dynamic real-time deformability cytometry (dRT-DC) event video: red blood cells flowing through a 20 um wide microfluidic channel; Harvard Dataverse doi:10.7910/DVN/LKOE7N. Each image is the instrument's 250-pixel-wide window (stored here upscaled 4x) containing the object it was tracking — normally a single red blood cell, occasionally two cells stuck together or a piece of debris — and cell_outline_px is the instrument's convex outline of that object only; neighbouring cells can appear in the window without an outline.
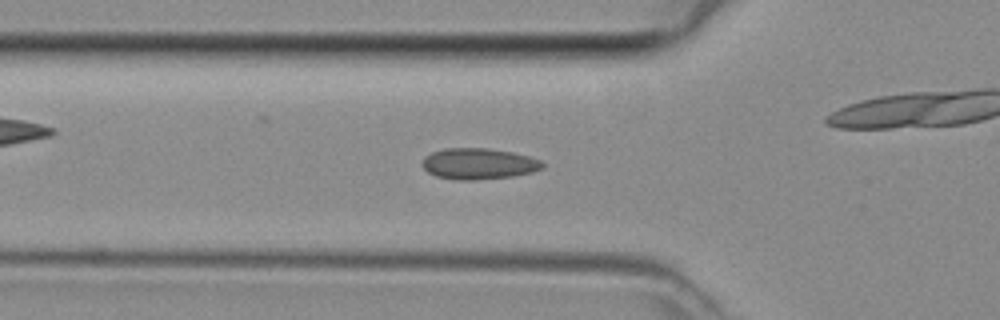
{"species": "common noctule bat (a hibernating species)", "species_latin": "Nyctalus noctula", "temperature_condition": "room temperature", "stored_images_in_passage": 38, "camera_frame_rate_fps": 3000, "um_per_image_px": 0.085, "animal": {"sex": "female", "body_mass_g": 29.2, "forearm_length_mm": 56.3}, "frame": {"image": 1, "passage_image": 6, "time_ms": 1.667, "image_size_px": [1000, 320], "cell_outline_px": [[544, 168], [532, 172], [512, 176], [472, 180], [456, 180], [436, 176], [428, 172], [424, 168], [424, 156], [432, 152], [448, 148], [488, 148], [512, 152], [528, 156], [540, 160], [544, 164]], "centroid_in_image_um": [40.7, 13.92], "position_along_channel_um": 85.1, "area_um2": 21.62}}
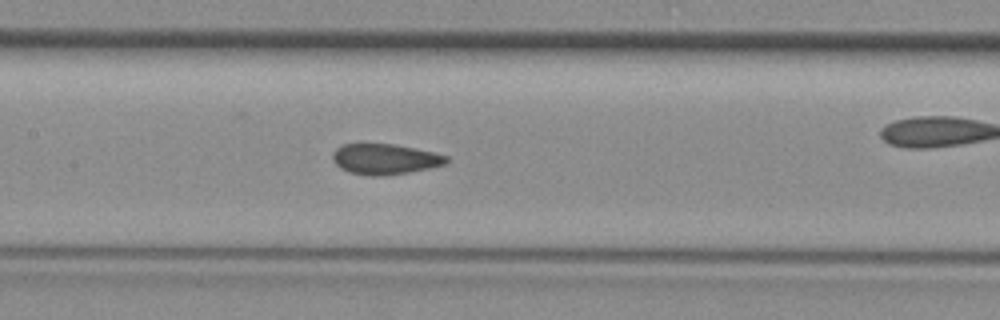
{"frame": {"image": 2, "passage_image": 12, "time_ms": 3.667, "image_size_px": [1000, 320], "cell_outline_px": [[448, 160], [444, 164], [428, 168], [408, 172], [384, 176], [368, 176], [348, 172], [340, 168], [332, 160], [332, 152], [340, 144], [392, 144], [432, 152], [448, 156]], "centroid_in_image_um": [32.64, 13.53], "position_along_channel_um": 174.8, "area_um2": 20.17}}
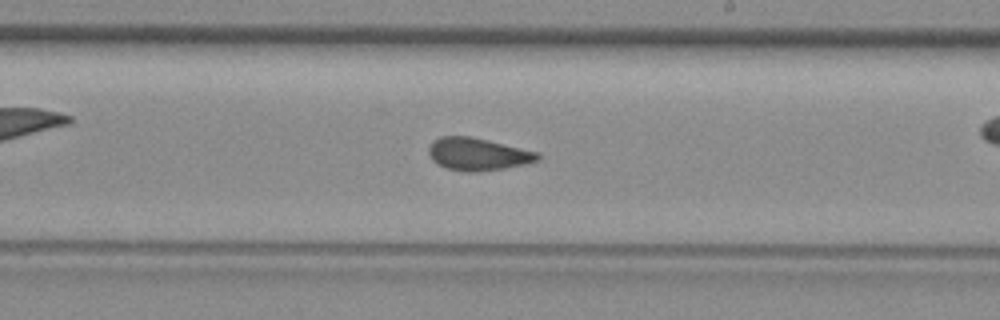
{"frame": {"image": 3, "passage_image": 17, "time_ms": 5.333, "image_size_px": [1000, 320], "cell_outline_px": [[540, 160], [524, 164], [504, 168], [480, 172], [464, 172], [448, 168], [432, 160], [428, 152], [428, 148], [440, 136], [472, 136], [540, 152]], "centroid_in_image_um": [40.66, 13.1], "position_along_channel_um": 248.3, "area_um2": 20.69}}